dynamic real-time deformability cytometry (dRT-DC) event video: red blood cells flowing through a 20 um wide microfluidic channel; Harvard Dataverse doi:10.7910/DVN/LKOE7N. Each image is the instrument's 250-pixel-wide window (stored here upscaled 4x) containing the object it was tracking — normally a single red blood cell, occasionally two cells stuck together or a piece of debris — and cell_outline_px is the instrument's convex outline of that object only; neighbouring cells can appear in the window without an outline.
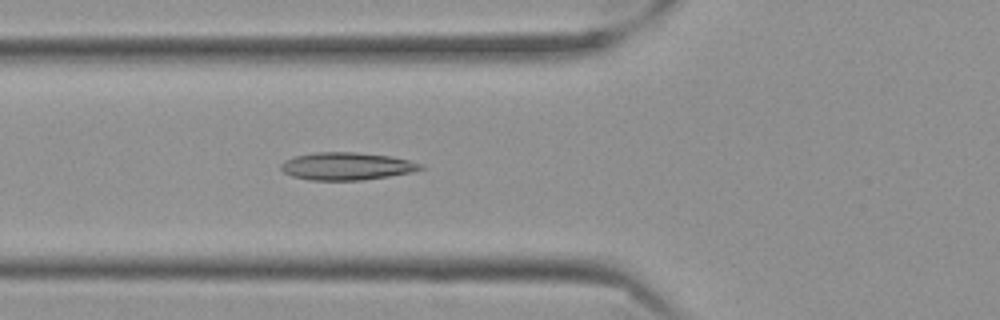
{"species": "Egyptian fruit bat (a non-hibernating species)", "species_latin": "Rousettus aegyptiacus", "temperature_condition": "cold", "stored_images_in_passage": 36, "camera_frame_rate_fps": 3000, "um_per_image_px": 0.085, "frame": {"image": 1, "passage_image": 3, "time_ms": 0.667, "image_size_px": [1000, 320], "cell_outline_px": [[428, 168], [412, 172], [364, 180], [308, 180], [292, 176], [284, 172], [280, 168], [280, 164], [284, 160], [292, 156], [316, 152], [356, 152], [392, 156], [424, 164]], "centroid_in_image_um": [29.48, 14.12], "position_along_channel_um": 96.3, "area_um2": 22.77}}
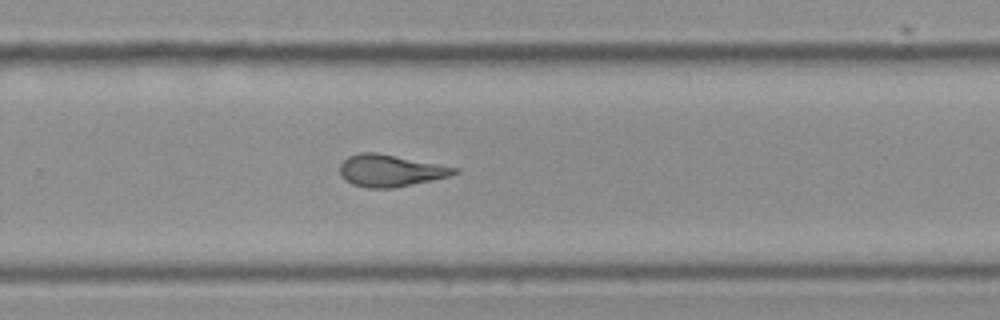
{"frame": {"image": 2, "passage_image": 20, "time_ms": 6.333, "image_size_px": [1000, 320], "cell_outline_px": [[460, 172], [452, 176], [396, 188], [368, 188], [352, 184], [340, 176], [340, 164], [348, 156], [360, 152], [376, 152], [460, 168]], "centroid_in_image_um": [33.21, 14.51], "position_along_channel_um": 296.6, "area_um2": 21.56}}
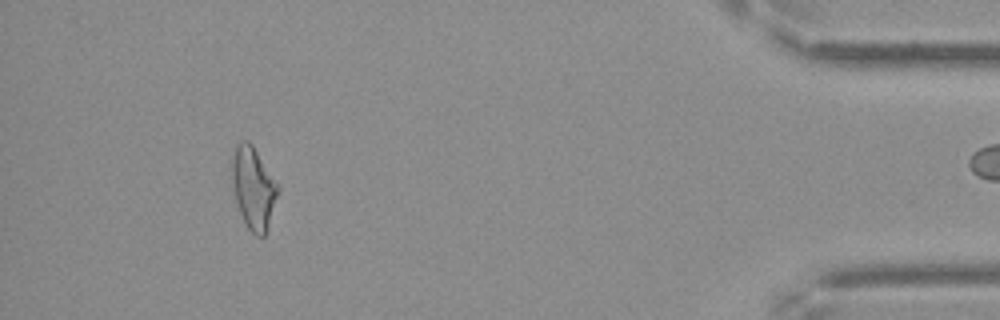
{"frame": {"image": 3, "passage_image": 35, "time_ms": 11.333, "image_size_px": [1000, 320], "cell_outline_px": [[280, 192], [264, 236], [256, 236], [248, 228], [240, 212], [236, 200], [232, 184], [232, 152], [240, 140], [248, 140], [252, 144], [280, 184]], "centroid_in_image_um": [21.57, 15.93], "position_along_channel_um": 413.6, "area_um2": 22.2}}